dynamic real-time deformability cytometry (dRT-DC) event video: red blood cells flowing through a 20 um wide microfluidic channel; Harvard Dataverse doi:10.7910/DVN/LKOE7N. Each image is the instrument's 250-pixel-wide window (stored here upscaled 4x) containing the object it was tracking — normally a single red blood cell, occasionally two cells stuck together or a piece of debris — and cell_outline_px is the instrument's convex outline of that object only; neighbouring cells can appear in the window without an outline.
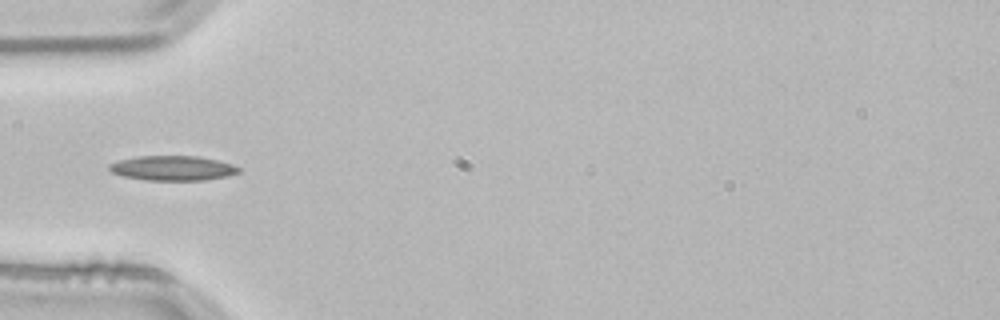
{"species": "common noctule bat (a hibernating species)", "species_latin": "Nyctalus noctula", "temperature_condition": "room temperature", "stored_images_in_passage": 37, "camera_frame_rate_fps": 3000, "um_per_image_px": 0.085, "animal": {"sex": "male", "body_mass_g": 21.5, "forearm_length_mm": 52.0}, "frame": {"image": 1, "passage_image": 1, "time_ms": 0.0, "image_size_px": [1000, 320], "cell_outline_px": [[240, 172], [228, 176], [204, 180], [148, 180], [124, 176], [112, 172], [108, 168], [108, 164], [120, 160], [140, 156], [196, 156], [216, 160], [232, 164], [240, 168]], "centroid_in_image_um": [14.69, 14.29], "position_along_channel_um": 70.3, "area_um2": 18.5}}
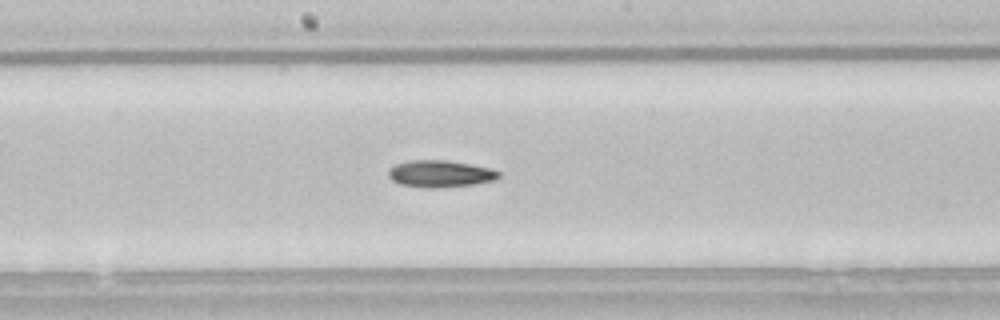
{"frame": {"image": 2, "passage_image": 12, "time_ms": 3.667, "image_size_px": [1000, 320], "cell_outline_px": [[500, 176], [492, 180], [472, 184], [440, 188], [424, 188], [400, 184], [392, 180], [388, 176], [388, 168], [396, 164], [408, 160], [444, 160], [468, 164], [488, 168], [500, 172]], "centroid_in_image_um": [37.34, 14.77], "position_along_channel_um": 210.9, "area_um2": 17.17}}
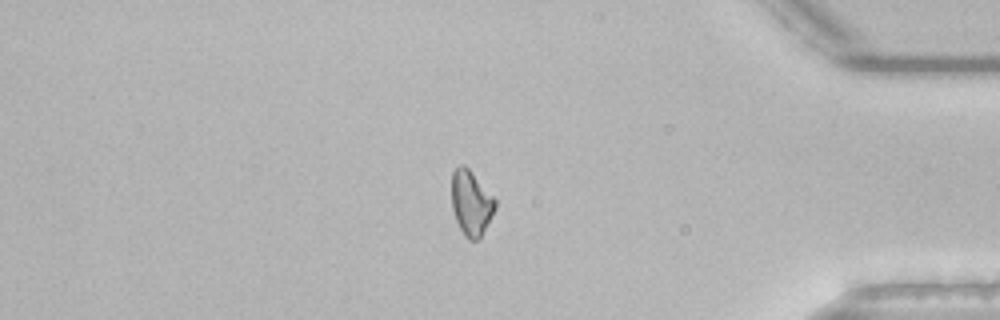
{"frame": {"image": 3, "passage_image": 29, "time_ms": 9.333, "image_size_px": [1000, 320], "cell_outline_px": [[496, 208], [480, 236], [476, 240], [468, 240], [464, 236], [456, 220], [452, 208], [452, 172], [460, 164], [464, 164], [472, 172], [496, 200]], "centroid_in_image_um": [40.03, 17.24], "position_along_channel_um": 395.2, "area_um2": 16.24}}